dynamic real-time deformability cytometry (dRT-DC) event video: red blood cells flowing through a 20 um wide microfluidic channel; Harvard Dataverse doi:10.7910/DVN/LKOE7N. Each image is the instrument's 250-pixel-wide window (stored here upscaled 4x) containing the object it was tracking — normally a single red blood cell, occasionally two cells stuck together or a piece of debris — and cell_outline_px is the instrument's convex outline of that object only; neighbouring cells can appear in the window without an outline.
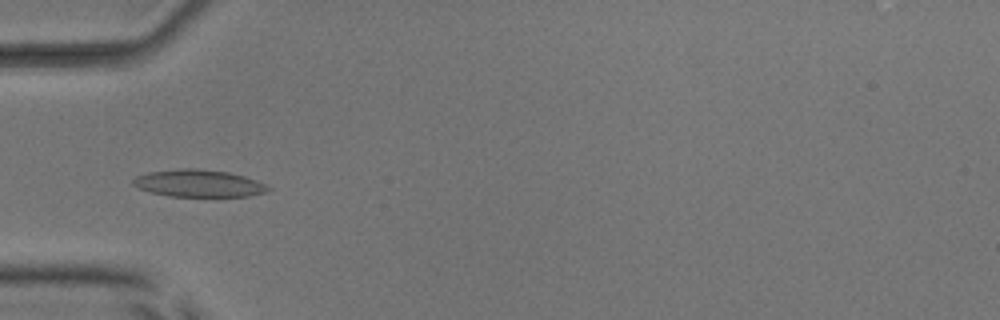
{"species": "common noctule bat (a hibernating species)", "species_latin": "Nyctalus noctula", "temperature_condition": "room temperature", "stored_images_in_passage": 53, "camera_frame_rate_fps": 3000, "um_per_image_px": 0.085, "animal": {"sex": "male", "body_mass_g": 17.9, "forearm_length_mm": 54.2}, "frame": {"image": 1, "passage_image": 18, "time_ms": 5.667, "image_size_px": [1000, 320], "cell_outline_px": [[272, 188], [268, 192], [248, 196], [168, 196], [136, 188], [132, 184], [132, 180], [136, 176], [148, 172], [180, 168], [192, 168], [228, 172], [244, 176], [256, 180]], "centroid_in_image_um": [16.87, 15.58], "position_along_channel_um": 68.1, "area_um2": 21.44}}
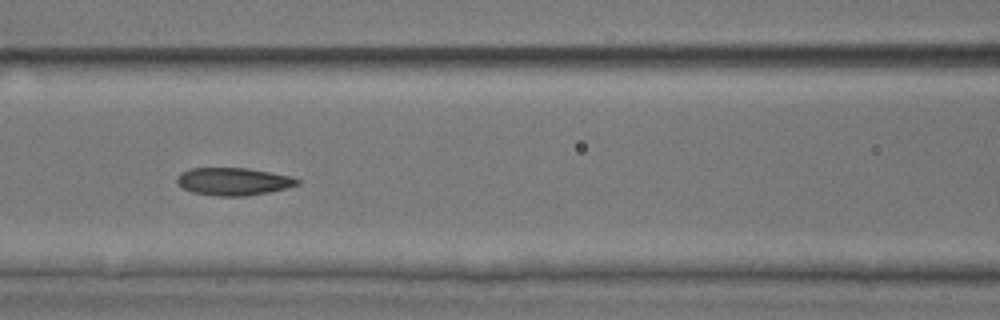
{"frame": {"image": 2, "passage_image": 24, "time_ms": 7.667, "image_size_px": [1000, 320], "cell_outline_px": [[300, 184], [288, 188], [268, 192], [244, 196], [216, 196], [192, 192], [184, 188], [176, 180], [180, 172], [188, 168], [248, 168], [292, 176], [300, 180]], "centroid_in_image_um": [19.86, 15.42], "position_along_channel_um": 146.7, "area_um2": 19.42}}
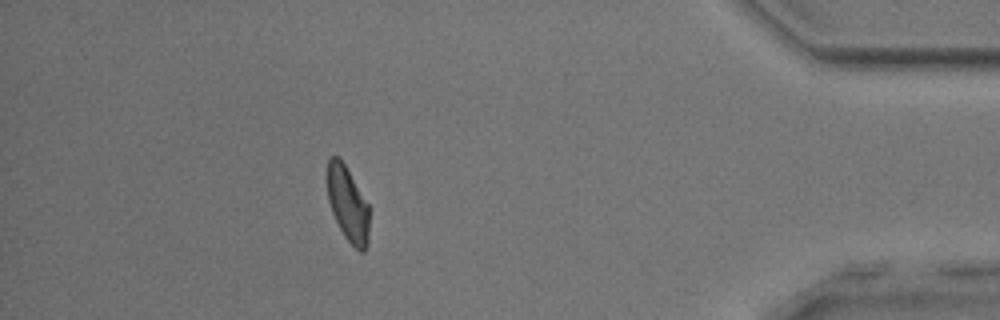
{"frame": {"image": 3, "passage_image": 47, "time_ms": 15.333, "image_size_px": [1000, 320], "cell_outline_px": [[368, 244], [364, 252], [360, 252], [344, 236], [332, 212], [328, 200], [324, 180], [324, 172], [328, 160], [332, 156], [340, 156], [368, 204]], "centroid_in_image_um": [29.5, 17.26], "position_along_channel_um": 405.7, "area_um2": 18.73}, "authors_computed_cell_mechanics": {"area_um2": 19.8254, "velocity_mm_per_s": 3.9723, "shape_relaxation_time_tau1_ms": 4.1061, "shape_relaxation_time_tau2_ms": 2.3358, "deformation_change_tau1": 0.1276, "deformation_change_tau2": 0.0903}}